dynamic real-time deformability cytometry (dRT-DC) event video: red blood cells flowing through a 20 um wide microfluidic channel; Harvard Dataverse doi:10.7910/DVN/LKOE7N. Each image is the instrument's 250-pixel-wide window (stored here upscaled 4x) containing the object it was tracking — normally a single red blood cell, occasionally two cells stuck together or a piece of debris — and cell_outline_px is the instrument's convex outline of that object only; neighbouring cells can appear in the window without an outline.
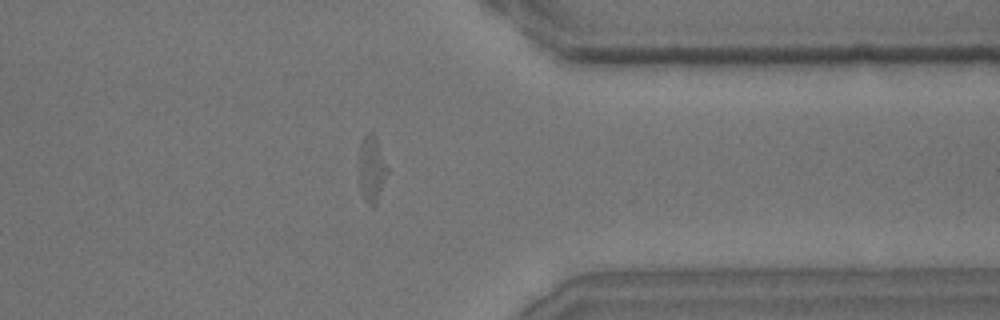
{"species": "common noctule bat (a hibernating species)", "species_latin": "Nyctalus noctula", "temperature_condition": "room temperature", "stored_images_in_passage": 34, "camera_frame_rate_fps": 3000, "um_per_image_px": 0.085, "animal": {"sex": "male", "body_mass_g": 15.6}, "frame": {"image": 1, "passage_image": 32, "time_ms": 10.333, "image_size_px": [1000, 320], "cell_outline_px": [[388, 172], [376, 204], [372, 208], [364, 200], [360, 180], [360, 152], [364, 136], [368, 132], [372, 132], [376, 140], [388, 168]], "centroid_in_image_um": [31.61, 14.42], "position_along_channel_um": 379.8, "area_um2": 10.4}}